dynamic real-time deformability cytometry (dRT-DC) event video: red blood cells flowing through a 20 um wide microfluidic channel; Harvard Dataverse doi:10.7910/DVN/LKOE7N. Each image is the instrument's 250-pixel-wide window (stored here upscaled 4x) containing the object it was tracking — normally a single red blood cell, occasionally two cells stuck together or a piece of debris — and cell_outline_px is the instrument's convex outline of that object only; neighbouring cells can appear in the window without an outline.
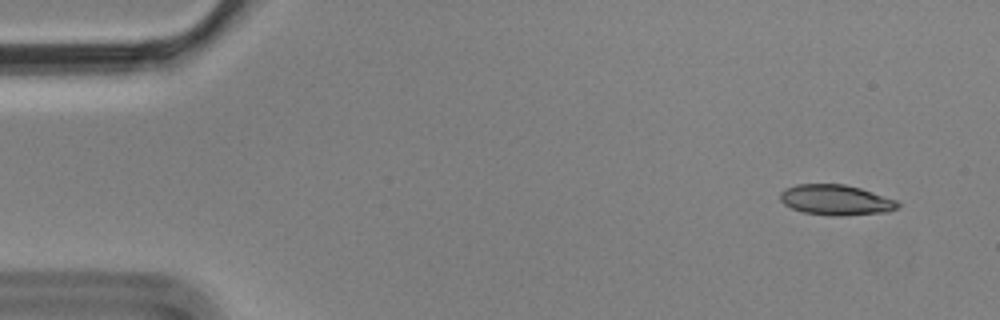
{"species": "Egyptian fruit bat (a non-hibernating species)", "species_latin": "Rousettus aegyptiacus", "temperature_condition": "cold", "stored_images_in_passage": 5, "camera_frame_rate_fps": 3000, "um_per_image_px": 0.085, "animal": {"sex": "male"}, "frame": {"image": 1, "passage_image": 2, "time_ms": 0.333, "image_size_px": [1000, 320], "cell_outline_px": [[900, 208], [888, 212], [844, 216], [832, 216], [804, 212], [792, 208], [784, 204], [780, 200], [780, 192], [784, 188], [796, 184], [844, 184], [860, 188], [896, 200], [900, 204]], "centroid_in_image_um": [71.05, 17.0], "position_along_channel_um": 13.9, "area_um2": 20.98}}
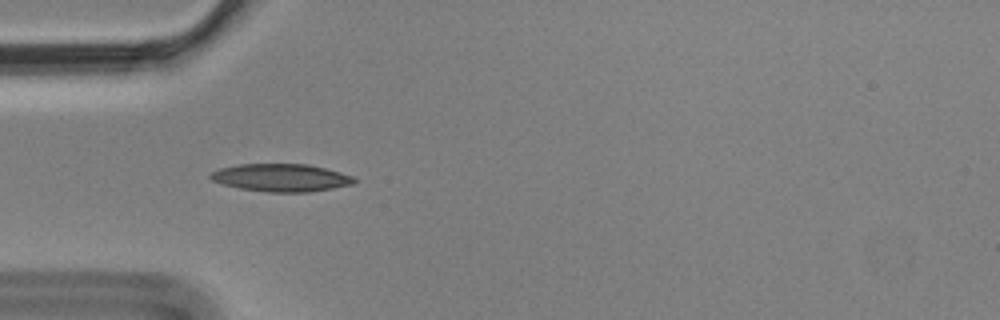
{"frame": {"image": 2, "passage_image": 4, "time_ms": 1.0, "image_size_px": [1000, 320], "cell_outline_px": [[356, 184], [308, 192], [268, 192], [240, 188], [224, 184], [212, 180], [208, 176], [212, 172], [220, 168], [240, 164], [308, 164], [340, 172], [352, 176], [356, 180]], "centroid_in_image_um": [23.91, 15.1], "position_along_channel_um": 61.1, "area_um2": 23.06}}